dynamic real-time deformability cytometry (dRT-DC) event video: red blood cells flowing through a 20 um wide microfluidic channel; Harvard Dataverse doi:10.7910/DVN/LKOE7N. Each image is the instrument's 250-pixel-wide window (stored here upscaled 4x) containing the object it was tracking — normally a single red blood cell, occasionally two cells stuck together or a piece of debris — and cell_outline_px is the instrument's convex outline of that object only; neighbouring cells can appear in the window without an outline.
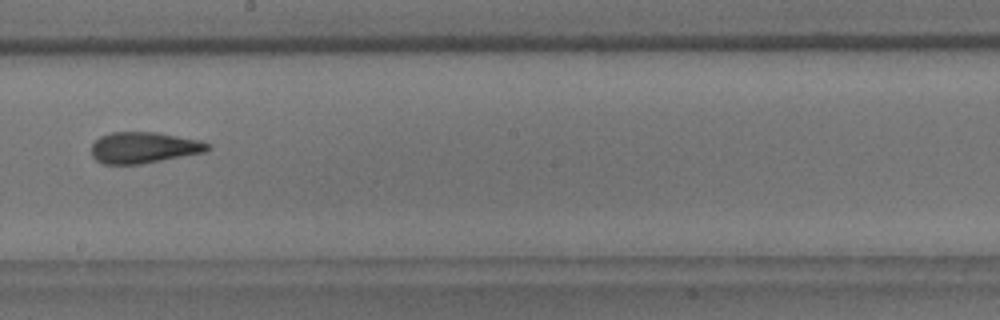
{"species": "common noctule bat (a hibernating species)", "species_latin": "Nyctalus noctula", "temperature_condition": "room temperature", "stored_images_in_passage": 10, "camera_frame_rate_fps": 3000, "um_per_image_px": 0.085, "animal": {"sex": "male", "body_mass_g": 18.8}, "frame": {"image": 1, "passage_image": 10, "time_ms": 11.0, "image_size_px": [1000, 320], "cell_outline_px": [[212, 148], [204, 152], [140, 164], [104, 164], [96, 160], [92, 156], [92, 144], [100, 136], [112, 132], [156, 132], [200, 140], [212, 144]], "centroid_in_image_um": [12.24, 12.54], "position_along_channel_um": 236.0, "area_um2": 21.1}}